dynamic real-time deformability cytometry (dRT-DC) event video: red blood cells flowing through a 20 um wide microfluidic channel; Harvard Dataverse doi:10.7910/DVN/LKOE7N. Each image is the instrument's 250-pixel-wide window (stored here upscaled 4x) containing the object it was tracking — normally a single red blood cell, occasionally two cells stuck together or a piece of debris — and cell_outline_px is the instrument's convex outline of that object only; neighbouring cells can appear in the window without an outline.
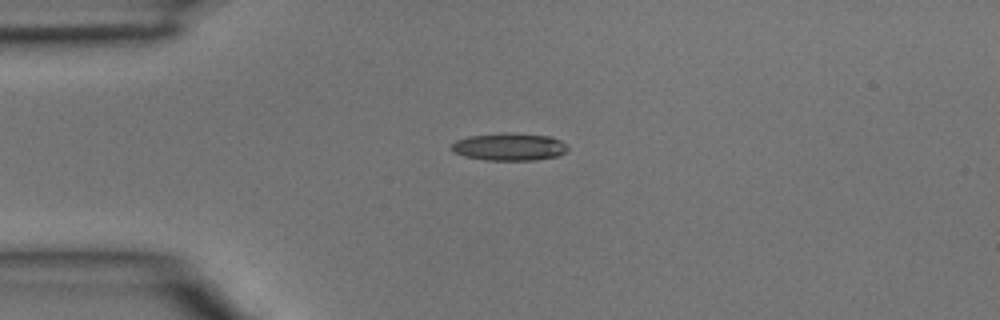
{"species": "common noctule bat (a hibernating species)", "species_latin": "Nyctalus noctula", "temperature_condition": "room temperature", "stored_images_in_passage": 35, "camera_frame_rate_fps": 3000, "um_per_image_px": 0.085, "animal": {"sex": "male", "body_mass_g": 15.6}, "frame": {"image": 1, "passage_image": 1, "time_ms": 0.0, "image_size_px": [1000, 320], "cell_outline_px": [[568, 148], [560, 156], [536, 160], [484, 160], [464, 156], [456, 152], [452, 148], [452, 144], [456, 140], [468, 136], [504, 132], [512, 132], [552, 136], [568, 144]], "centroid_in_image_um": [43.34, 12.46], "position_along_channel_um": 41.7, "area_um2": 18.9}}
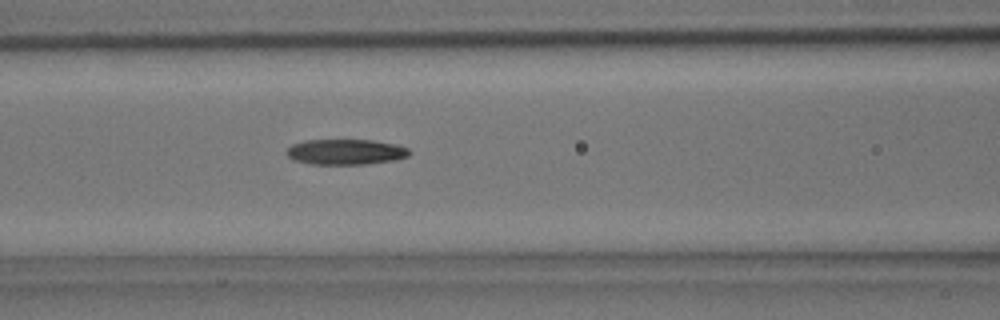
{"frame": {"image": 2, "passage_image": 9, "time_ms": 2.667, "image_size_px": [1000, 320], "cell_outline_px": [[412, 152], [408, 156], [396, 160], [368, 164], [312, 164], [292, 160], [284, 152], [292, 144], [304, 140], [372, 140], [396, 144], [408, 148]], "centroid_in_image_um": [29.38, 12.91], "position_along_channel_um": 137.2, "area_um2": 18.44}}
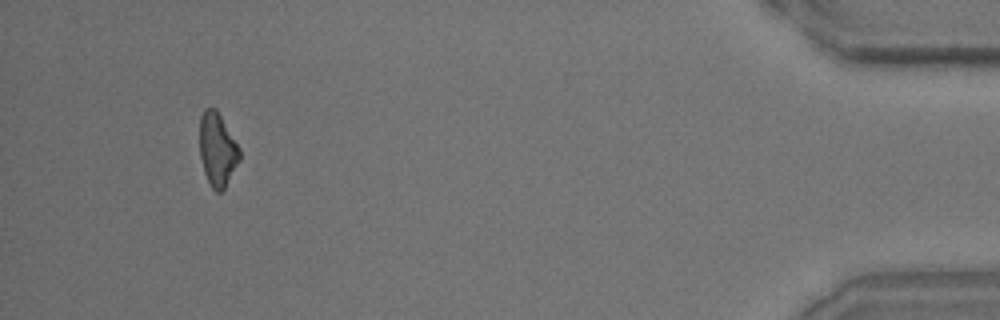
{"frame": {"image": 3, "passage_image": 33, "time_ms": 10.667, "image_size_px": [1000, 320], "cell_outline_px": [[240, 160], [224, 188], [220, 192], [216, 192], [212, 188], [204, 172], [200, 156], [200, 116], [204, 108], [216, 108], [240, 148]], "centroid_in_image_um": [18.48, 12.69], "position_along_channel_um": 416.7, "area_um2": 16.99}}